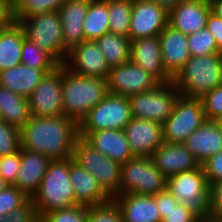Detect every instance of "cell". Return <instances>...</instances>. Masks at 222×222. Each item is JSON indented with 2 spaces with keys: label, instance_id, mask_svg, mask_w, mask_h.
Returning a JSON list of instances; mask_svg holds the SVG:
<instances>
[{
  "label": "cell",
  "instance_id": "cell-1",
  "mask_svg": "<svg viewBox=\"0 0 222 222\" xmlns=\"http://www.w3.org/2000/svg\"><path fill=\"white\" fill-rule=\"evenodd\" d=\"M21 131V147L46 155L51 160L73 157L79 137L78 123L67 116H31Z\"/></svg>",
  "mask_w": 222,
  "mask_h": 222
},
{
  "label": "cell",
  "instance_id": "cell-2",
  "mask_svg": "<svg viewBox=\"0 0 222 222\" xmlns=\"http://www.w3.org/2000/svg\"><path fill=\"white\" fill-rule=\"evenodd\" d=\"M108 94L107 79L80 76L63 65L64 116L79 124L87 113Z\"/></svg>",
  "mask_w": 222,
  "mask_h": 222
},
{
  "label": "cell",
  "instance_id": "cell-3",
  "mask_svg": "<svg viewBox=\"0 0 222 222\" xmlns=\"http://www.w3.org/2000/svg\"><path fill=\"white\" fill-rule=\"evenodd\" d=\"M31 199L39 220L49 212L77 205L70 181V158L50 162L37 192Z\"/></svg>",
  "mask_w": 222,
  "mask_h": 222
},
{
  "label": "cell",
  "instance_id": "cell-4",
  "mask_svg": "<svg viewBox=\"0 0 222 222\" xmlns=\"http://www.w3.org/2000/svg\"><path fill=\"white\" fill-rule=\"evenodd\" d=\"M172 81L180 95L201 98L222 85V54L191 56Z\"/></svg>",
  "mask_w": 222,
  "mask_h": 222
},
{
  "label": "cell",
  "instance_id": "cell-5",
  "mask_svg": "<svg viewBox=\"0 0 222 222\" xmlns=\"http://www.w3.org/2000/svg\"><path fill=\"white\" fill-rule=\"evenodd\" d=\"M166 189L199 219L211 218L210 184L202 166L167 178Z\"/></svg>",
  "mask_w": 222,
  "mask_h": 222
},
{
  "label": "cell",
  "instance_id": "cell-6",
  "mask_svg": "<svg viewBox=\"0 0 222 222\" xmlns=\"http://www.w3.org/2000/svg\"><path fill=\"white\" fill-rule=\"evenodd\" d=\"M167 177L153 164L151 157L134 156L121 164L119 195H157L165 191Z\"/></svg>",
  "mask_w": 222,
  "mask_h": 222
},
{
  "label": "cell",
  "instance_id": "cell-7",
  "mask_svg": "<svg viewBox=\"0 0 222 222\" xmlns=\"http://www.w3.org/2000/svg\"><path fill=\"white\" fill-rule=\"evenodd\" d=\"M20 24L29 40L48 52L59 64H64L69 50L63 43V29L58 11L31 15Z\"/></svg>",
  "mask_w": 222,
  "mask_h": 222
},
{
  "label": "cell",
  "instance_id": "cell-8",
  "mask_svg": "<svg viewBox=\"0 0 222 222\" xmlns=\"http://www.w3.org/2000/svg\"><path fill=\"white\" fill-rule=\"evenodd\" d=\"M73 160L97 179L111 199L119 195L121 164L97 151L81 137L75 141Z\"/></svg>",
  "mask_w": 222,
  "mask_h": 222
},
{
  "label": "cell",
  "instance_id": "cell-9",
  "mask_svg": "<svg viewBox=\"0 0 222 222\" xmlns=\"http://www.w3.org/2000/svg\"><path fill=\"white\" fill-rule=\"evenodd\" d=\"M132 118L129 98L109 93L80 121L79 137L104 129L123 130Z\"/></svg>",
  "mask_w": 222,
  "mask_h": 222
},
{
  "label": "cell",
  "instance_id": "cell-10",
  "mask_svg": "<svg viewBox=\"0 0 222 222\" xmlns=\"http://www.w3.org/2000/svg\"><path fill=\"white\" fill-rule=\"evenodd\" d=\"M207 121L200 98L179 95L171 115L162 124L163 141L183 143Z\"/></svg>",
  "mask_w": 222,
  "mask_h": 222
},
{
  "label": "cell",
  "instance_id": "cell-11",
  "mask_svg": "<svg viewBox=\"0 0 222 222\" xmlns=\"http://www.w3.org/2000/svg\"><path fill=\"white\" fill-rule=\"evenodd\" d=\"M180 92L173 81L159 83L154 89L129 98L132 117L163 124L171 115Z\"/></svg>",
  "mask_w": 222,
  "mask_h": 222
},
{
  "label": "cell",
  "instance_id": "cell-12",
  "mask_svg": "<svg viewBox=\"0 0 222 222\" xmlns=\"http://www.w3.org/2000/svg\"><path fill=\"white\" fill-rule=\"evenodd\" d=\"M63 64L47 73L35 88L29 99L32 116H64L63 97Z\"/></svg>",
  "mask_w": 222,
  "mask_h": 222
},
{
  "label": "cell",
  "instance_id": "cell-13",
  "mask_svg": "<svg viewBox=\"0 0 222 222\" xmlns=\"http://www.w3.org/2000/svg\"><path fill=\"white\" fill-rule=\"evenodd\" d=\"M106 79L109 93L124 97L152 90L160 83L131 61L110 68Z\"/></svg>",
  "mask_w": 222,
  "mask_h": 222
},
{
  "label": "cell",
  "instance_id": "cell-14",
  "mask_svg": "<svg viewBox=\"0 0 222 222\" xmlns=\"http://www.w3.org/2000/svg\"><path fill=\"white\" fill-rule=\"evenodd\" d=\"M169 12L149 0H133L130 40L159 36L168 25Z\"/></svg>",
  "mask_w": 222,
  "mask_h": 222
},
{
  "label": "cell",
  "instance_id": "cell-15",
  "mask_svg": "<svg viewBox=\"0 0 222 222\" xmlns=\"http://www.w3.org/2000/svg\"><path fill=\"white\" fill-rule=\"evenodd\" d=\"M63 65L77 75L104 79L110 69L96 41L91 40L72 47Z\"/></svg>",
  "mask_w": 222,
  "mask_h": 222
},
{
  "label": "cell",
  "instance_id": "cell-16",
  "mask_svg": "<svg viewBox=\"0 0 222 222\" xmlns=\"http://www.w3.org/2000/svg\"><path fill=\"white\" fill-rule=\"evenodd\" d=\"M134 156L151 157L163 144L162 124L150 120L132 118L123 129Z\"/></svg>",
  "mask_w": 222,
  "mask_h": 222
},
{
  "label": "cell",
  "instance_id": "cell-17",
  "mask_svg": "<svg viewBox=\"0 0 222 222\" xmlns=\"http://www.w3.org/2000/svg\"><path fill=\"white\" fill-rule=\"evenodd\" d=\"M130 61L154 76L160 83L172 81L163 65L159 36L131 40Z\"/></svg>",
  "mask_w": 222,
  "mask_h": 222
},
{
  "label": "cell",
  "instance_id": "cell-18",
  "mask_svg": "<svg viewBox=\"0 0 222 222\" xmlns=\"http://www.w3.org/2000/svg\"><path fill=\"white\" fill-rule=\"evenodd\" d=\"M153 164L165 177L191 171L200 166L194 155L183 143L163 142L151 155Z\"/></svg>",
  "mask_w": 222,
  "mask_h": 222
},
{
  "label": "cell",
  "instance_id": "cell-19",
  "mask_svg": "<svg viewBox=\"0 0 222 222\" xmlns=\"http://www.w3.org/2000/svg\"><path fill=\"white\" fill-rule=\"evenodd\" d=\"M163 65L166 72L174 78L191 57L188 35L167 25L160 33Z\"/></svg>",
  "mask_w": 222,
  "mask_h": 222
},
{
  "label": "cell",
  "instance_id": "cell-20",
  "mask_svg": "<svg viewBox=\"0 0 222 222\" xmlns=\"http://www.w3.org/2000/svg\"><path fill=\"white\" fill-rule=\"evenodd\" d=\"M211 13L209 0L179 2L170 12L168 24L186 35L205 29Z\"/></svg>",
  "mask_w": 222,
  "mask_h": 222
},
{
  "label": "cell",
  "instance_id": "cell-21",
  "mask_svg": "<svg viewBox=\"0 0 222 222\" xmlns=\"http://www.w3.org/2000/svg\"><path fill=\"white\" fill-rule=\"evenodd\" d=\"M20 161V169L13 186H16L28 198H32L52 160L42 153L32 152L21 147Z\"/></svg>",
  "mask_w": 222,
  "mask_h": 222
},
{
  "label": "cell",
  "instance_id": "cell-22",
  "mask_svg": "<svg viewBox=\"0 0 222 222\" xmlns=\"http://www.w3.org/2000/svg\"><path fill=\"white\" fill-rule=\"evenodd\" d=\"M70 181L72 182L75 203L94 207L109 203L112 199L103 191L97 179L70 157Z\"/></svg>",
  "mask_w": 222,
  "mask_h": 222
},
{
  "label": "cell",
  "instance_id": "cell-23",
  "mask_svg": "<svg viewBox=\"0 0 222 222\" xmlns=\"http://www.w3.org/2000/svg\"><path fill=\"white\" fill-rule=\"evenodd\" d=\"M88 8L89 0H67L58 10L63 43L68 50L85 40L83 26Z\"/></svg>",
  "mask_w": 222,
  "mask_h": 222
},
{
  "label": "cell",
  "instance_id": "cell-24",
  "mask_svg": "<svg viewBox=\"0 0 222 222\" xmlns=\"http://www.w3.org/2000/svg\"><path fill=\"white\" fill-rule=\"evenodd\" d=\"M183 145L201 165L222 150V130L215 121L207 120L184 140Z\"/></svg>",
  "mask_w": 222,
  "mask_h": 222
},
{
  "label": "cell",
  "instance_id": "cell-25",
  "mask_svg": "<svg viewBox=\"0 0 222 222\" xmlns=\"http://www.w3.org/2000/svg\"><path fill=\"white\" fill-rule=\"evenodd\" d=\"M83 139L97 151L119 164H124L134 157L123 130L94 131L88 133Z\"/></svg>",
  "mask_w": 222,
  "mask_h": 222
},
{
  "label": "cell",
  "instance_id": "cell-26",
  "mask_svg": "<svg viewBox=\"0 0 222 222\" xmlns=\"http://www.w3.org/2000/svg\"><path fill=\"white\" fill-rule=\"evenodd\" d=\"M112 200L119 207L123 222H162L154 196L125 194Z\"/></svg>",
  "mask_w": 222,
  "mask_h": 222
},
{
  "label": "cell",
  "instance_id": "cell-27",
  "mask_svg": "<svg viewBox=\"0 0 222 222\" xmlns=\"http://www.w3.org/2000/svg\"><path fill=\"white\" fill-rule=\"evenodd\" d=\"M54 69H36L24 64L0 72V86L29 98L43 77Z\"/></svg>",
  "mask_w": 222,
  "mask_h": 222
},
{
  "label": "cell",
  "instance_id": "cell-28",
  "mask_svg": "<svg viewBox=\"0 0 222 222\" xmlns=\"http://www.w3.org/2000/svg\"><path fill=\"white\" fill-rule=\"evenodd\" d=\"M25 31L19 22L0 29V72L21 64Z\"/></svg>",
  "mask_w": 222,
  "mask_h": 222
},
{
  "label": "cell",
  "instance_id": "cell-29",
  "mask_svg": "<svg viewBox=\"0 0 222 222\" xmlns=\"http://www.w3.org/2000/svg\"><path fill=\"white\" fill-rule=\"evenodd\" d=\"M31 116L28 98L0 86V119L21 129Z\"/></svg>",
  "mask_w": 222,
  "mask_h": 222
},
{
  "label": "cell",
  "instance_id": "cell-30",
  "mask_svg": "<svg viewBox=\"0 0 222 222\" xmlns=\"http://www.w3.org/2000/svg\"><path fill=\"white\" fill-rule=\"evenodd\" d=\"M109 68L130 61L131 40L129 37L108 32L96 40Z\"/></svg>",
  "mask_w": 222,
  "mask_h": 222
},
{
  "label": "cell",
  "instance_id": "cell-31",
  "mask_svg": "<svg viewBox=\"0 0 222 222\" xmlns=\"http://www.w3.org/2000/svg\"><path fill=\"white\" fill-rule=\"evenodd\" d=\"M109 20L107 0H89V8L83 26L85 40L96 41L108 33Z\"/></svg>",
  "mask_w": 222,
  "mask_h": 222
},
{
  "label": "cell",
  "instance_id": "cell-32",
  "mask_svg": "<svg viewBox=\"0 0 222 222\" xmlns=\"http://www.w3.org/2000/svg\"><path fill=\"white\" fill-rule=\"evenodd\" d=\"M109 32L129 37L133 0H107Z\"/></svg>",
  "mask_w": 222,
  "mask_h": 222
},
{
  "label": "cell",
  "instance_id": "cell-33",
  "mask_svg": "<svg viewBox=\"0 0 222 222\" xmlns=\"http://www.w3.org/2000/svg\"><path fill=\"white\" fill-rule=\"evenodd\" d=\"M67 0H13L14 19L21 22L31 15L58 11Z\"/></svg>",
  "mask_w": 222,
  "mask_h": 222
},
{
  "label": "cell",
  "instance_id": "cell-34",
  "mask_svg": "<svg viewBox=\"0 0 222 222\" xmlns=\"http://www.w3.org/2000/svg\"><path fill=\"white\" fill-rule=\"evenodd\" d=\"M21 64L36 69H55L60 64L45 50L39 48L26 35L21 49Z\"/></svg>",
  "mask_w": 222,
  "mask_h": 222
},
{
  "label": "cell",
  "instance_id": "cell-35",
  "mask_svg": "<svg viewBox=\"0 0 222 222\" xmlns=\"http://www.w3.org/2000/svg\"><path fill=\"white\" fill-rule=\"evenodd\" d=\"M188 45L191 56H207L219 53L217 42L207 28L188 35Z\"/></svg>",
  "mask_w": 222,
  "mask_h": 222
},
{
  "label": "cell",
  "instance_id": "cell-36",
  "mask_svg": "<svg viewBox=\"0 0 222 222\" xmlns=\"http://www.w3.org/2000/svg\"><path fill=\"white\" fill-rule=\"evenodd\" d=\"M21 148L20 129L0 119V157L15 154Z\"/></svg>",
  "mask_w": 222,
  "mask_h": 222
},
{
  "label": "cell",
  "instance_id": "cell-37",
  "mask_svg": "<svg viewBox=\"0 0 222 222\" xmlns=\"http://www.w3.org/2000/svg\"><path fill=\"white\" fill-rule=\"evenodd\" d=\"M40 222H88V207L74 205L44 215Z\"/></svg>",
  "mask_w": 222,
  "mask_h": 222
},
{
  "label": "cell",
  "instance_id": "cell-38",
  "mask_svg": "<svg viewBox=\"0 0 222 222\" xmlns=\"http://www.w3.org/2000/svg\"><path fill=\"white\" fill-rule=\"evenodd\" d=\"M88 222H123L119 207L113 200L109 203L88 207Z\"/></svg>",
  "mask_w": 222,
  "mask_h": 222
},
{
  "label": "cell",
  "instance_id": "cell-39",
  "mask_svg": "<svg viewBox=\"0 0 222 222\" xmlns=\"http://www.w3.org/2000/svg\"><path fill=\"white\" fill-rule=\"evenodd\" d=\"M28 199L16 186L9 185L0 193V215H7L11 210L22 206Z\"/></svg>",
  "mask_w": 222,
  "mask_h": 222
},
{
  "label": "cell",
  "instance_id": "cell-40",
  "mask_svg": "<svg viewBox=\"0 0 222 222\" xmlns=\"http://www.w3.org/2000/svg\"><path fill=\"white\" fill-rule=\"evenodd\" d=\"M200 99L207 120L215 121L222 115V85L215 87Z\"/></svg>",
  "mask_w": 222,
  "mask_h": 222
},
{
  "label": "cell",
  "instance_id": "cell-41",
  "mask_svg": "<svg viewBox=\"0 0 222 222\" xmlns=\"http://www.w3.org/2000/svg\"><path fill=\"white\" fill-rule=\"evenodd\" d=\"M0 222H40L34 202L29 198L22 206L11 210L7 215H0Z\"/></svg>",
  "mask_w": 222,
  "mask_h": 222
},
{
  "label": "cell",
  "instance_id": "cell-42",
  "mask_svg": "<svg viewBox=\"0 0 222 222\" xmlns=\"http://www.w3.org/2000/svg\"><path fill=\"white\" fill-rule=\"evenodd\" d=\"M21 165L20 151L0 157V176L10 185L15 183Z\"/></svg>",
  "mask_w": 222,
  "mask_h": 222
},
{
  "label": "cell",
  "instance_id": "cell-43",
  "mask_svg": "<svg viewBox=\"0 0 222 222\" xmlns=\"http://www.w3.org/2000/svg\"><path fill=\"white\" fill-rule=\"evenodd\" d=\"M201 166L209 184L222 180V150L212 155Z\"/></svg>",
  "mask_w": 222,
  "mask_h": 222
},
{
  "label": "cell",
  "instance_id": "cell-44",
  "mask_svg": "<svg viewBox=\"0 0 222 222\" xmlns=\"http://www.w3.org/2000/svg\"><path fill=\"white\" fill-rule=\"evenodd\" d=\"M162 222H200V219L185 204L178 203Z\"/></svg>",
  "mask_w": 222,
  "mask_h": 222
},
{
  "label": "cell",
  "instance_id": "cell-45",
  "mask_svg": "<svg viewBox=\"0 0 222 222\" xmlns=\"http://www.w3.org/2000/svg\"><path fill=\"white\" fill-rule=\"evenodd\" d=\"M211 217L222 216V180L210 183Z\"/></svg>",
  "mask_w": 222,
  "mask_h": 222
},
{
  "label": "cell",
  "instance_id": "cell-46",
  "mask_svg": "<svg viewBox=\"0 0 222 222\" xmlns=\"http://www.w3.org/2000/svg\"><path fill=\"white\" fill-rule=\"evenodd\" d=\"M153 196L162 220L179 203L167 189Z\"/></svg>",
  "mask_w": 222,
  "mask_h": 222
},
{
  "label": "cell",
  "instance_id": "cell-47",
  "mask_svg": "<svg viewBox=\"0 0 222 222\" xmlns=\"http://www.w3.org/2000/svg\"><path fill=\"white\" fill-rule=\"evenodd\" d=\"M206 28L212 33L220 54H222V19L210 13L207 19Z\"/></svg>",
  "mask_w": 222,
  "mask_h": 222
},
{
  "label": "cell",
  "instance_id": "cell-48",
  "mask_svg": "<svg viewBox=\"0 0 222 222\" xmlns=\"http://www.w3.org/2000/svg\"><path fill=\"white\" fill-rule=\"evenodd\" d=\"M14 21L13 0H0V29L11 25Z\"/></svg>",
  "mask_w": 222,
  "mask_h": 222
},
{
  "label": "cell",
  "instance_id": "cell-49",
  "mask_svg": "<svg viewBox=\"0 0 222 222\" xmlns=\"http://www.w3.org/2000/svg\"><path fill=\"white\" fill-rule=\"evenodd\" d=\"M211 13L222 19V0H209Z\"/></svg>",
  "mask_w": 222,
  "mask_h": 222
},
{
  "label": "cell",
  "instance_id": "cell-50",
  "mask_svg": "<svg viewBox=\"0 0 222 222\" xmlns=\"http://www.w3.org/2000/svg\"><path fill=\"white\" fill-rule=\"evenodd\" d=\"M170 12L178 3L176 0H149Z\"/></svg>",
  "mask_w": 222,
  "mask_h": 222
},
{
  "label": "cell",
  "instance_id": "cell-51",
  "mask_svg": "<svg viewBox=\"0 0 222 222\" xmlns=\"http://www.w3.org/2000/svg\"><path fill=\"white\" fill-rule=\"evenodd\" d=\"M10 184H8L1 176H0V193L4 191Z\"/></svg>",
  "mask_w": 222,
  "mask_h": 222
},
{
  "label": "cell",
  "instance_id": "cell-52",
  "mask_svg": "<svg viewBox=\"0 0 222 222\" xmlns=\"http://www.w3.org/2000/svg\"><path fill=\"white\" fill-rule=\"evenodd\" d=\"M215 122L218 124V126L221 128L222 130V115L220 117H218Z\"/></svg>",
  "mask_w": 222,
  "mask_h": 222
},
{
  "label": "cell",
  "instance_id": "cell-53",
  "mask_svg": "<svg viewBox=\"0 0 222 222\" xmlns=\"http://www.w3.org/2000/svg\"><path fill=\"white\" fill-rule=\"evenodd\" d=\"M200 222H217L214 218L200 219Z\"/></svg>",
  "mask_w": 222,
  "mask_h": 222
},
{
  "label": "cell",
  "instance_id": "cell-54",
  "mask_svg": "<svg viewBox=\"0 0 222 222\" xmlns=\"http://www.w3.org/2000/svg\"><path fill=\"white\" fill-rule=\"evenodd\" d=\"M217 222H222V216L213 217Z\"/></svg>",
  "mask_w": 222,
  "mask_h": 222
},
{
  "label": "cell",
  "instance_id": "cell-55",
  "mask_svg": "<svg viewBox=\"0 0 222 222\" xmlns=\"http://www.w3.org/2000/svg\"><path fill=\"white\" fill-rule=\"evenodd\" d=\"M177 1V3H179V2H185V1H191V0H176Z\"/></svg>",
  "mask_w": 222,
  "mask_h": 222
}]
</instances>
